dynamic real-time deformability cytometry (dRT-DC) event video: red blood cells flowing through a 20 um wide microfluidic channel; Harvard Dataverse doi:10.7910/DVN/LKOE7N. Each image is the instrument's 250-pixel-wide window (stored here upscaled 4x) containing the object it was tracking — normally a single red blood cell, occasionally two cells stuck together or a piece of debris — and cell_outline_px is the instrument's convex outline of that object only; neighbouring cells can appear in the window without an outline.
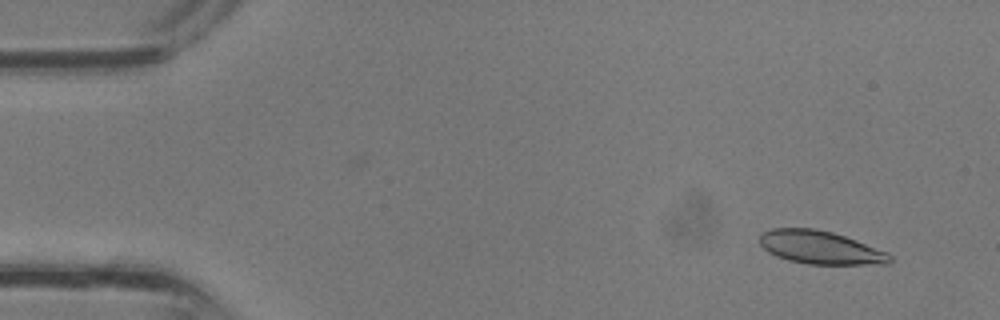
{"species": "common noctule bat (a hibernating species)", "species_latin": "Nyctalus noctula", "temperature_condition": "room temperature", "stored_images_in_passage": 36, "camera_frame_rate_fps": 3000, "um_per_image_px": 0.085, "animal": {"sex": "male", "body_mass_g": 13.3}, "frame": {"image": 1, "passage_image": 2, "time_ms": 0.333, "image_size_px": [1000, 320], "cell_outline_px": [[892, 260], [888, 264], [808, 264], [788, 260], [776, 256], [768, 252], [760, 244], [760, 232], [772, 228], [812, 228], [832, 232], [856, 240], [888, 252], [892, 256]], "centroid_in_image_um": [69.72, 21.03], "position_along_channel_um": 15.3, "area_um2": 25.2}}
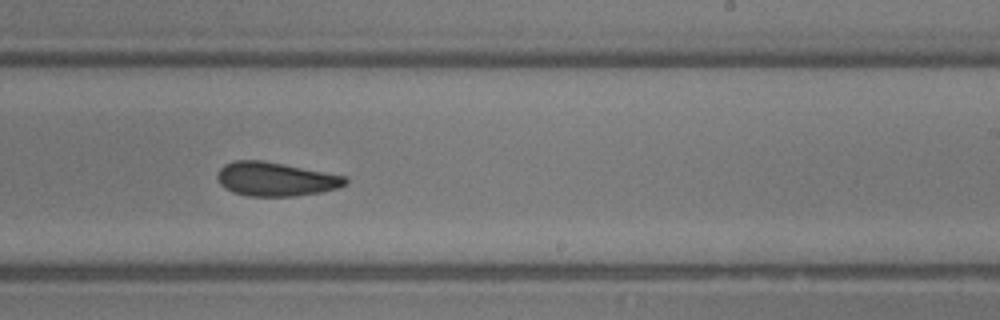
{"frame": {"image": 2, "passage_image": 21, "time_ms": 6.667, "image_size_px": [1000, 320], "cell_outline_px": [[348, 184], [340, 188], [320, 192], [296, 196], [248, 196], [232, 192], [224, 188], [220, 184], [216, 176], [216, 172], [224, 164], [232, 160], [264, 160], [348, 176]], "centroid_in_image_um": [23.44, 15.22], "position_along_channel_um": 265.6, "area_um2": 25.78}}
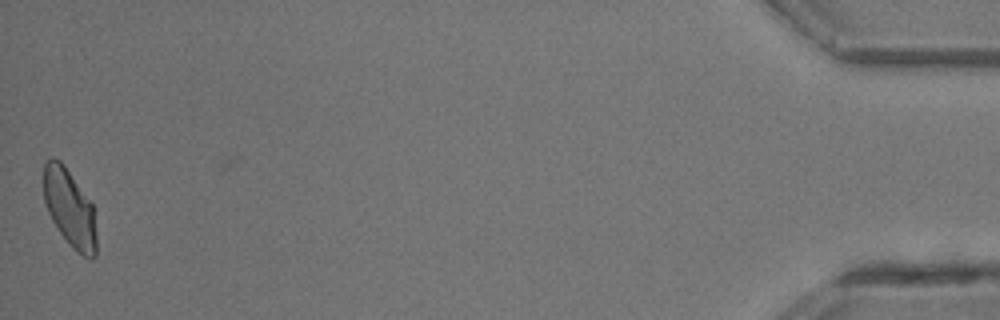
{"frame": {"image": 3, "passage_image": 35, "time_ms": 11.333, "image_size_px": [1000, 320], "cell_outline_px": [[96, 256], [92, 260], [76, 252], [68, 244], [52, 220], [48, 212], [44, 200], [44, 164], [52, 156], [60, 160], [64, 164], [92, 204], [96, 232]], "centroid_in_image_um": [5.92, 17.71], "position_along_channel_um": 429.3, "area_um2": 23.81}}